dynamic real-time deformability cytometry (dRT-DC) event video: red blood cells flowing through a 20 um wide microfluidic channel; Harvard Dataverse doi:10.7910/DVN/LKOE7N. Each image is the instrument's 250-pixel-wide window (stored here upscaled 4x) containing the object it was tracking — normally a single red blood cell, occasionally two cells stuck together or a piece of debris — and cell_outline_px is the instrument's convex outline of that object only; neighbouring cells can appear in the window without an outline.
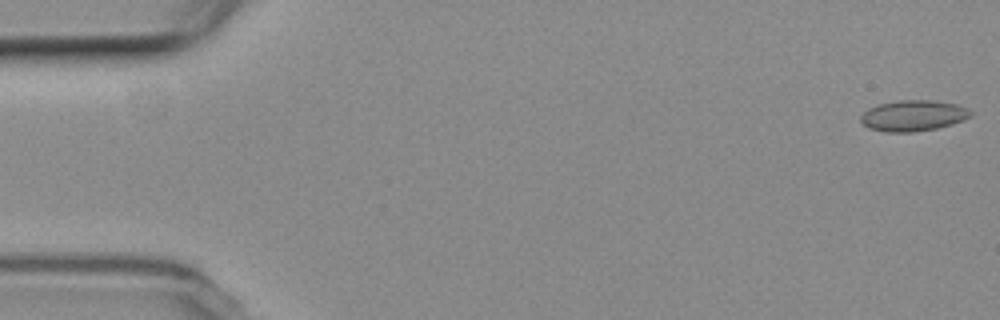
{"species": "common noctule bat (a hibernating species)", "species_latin": "Nyctalus noctula", "temperature_condition": "room temperature", "stored_images_in_passage": 4, "camera_frame_rate_fps": 3000, "um_per_image_px": 0.085, "animal": {"sex": "female", "body_mass_g": 19.3, "forearm_length_mm": 54.1}, "frame": {"image": 1, "passage_image": 1, "time_ms": 0.0, "image_size_px": [1000, 320], "cell_outline_px": [[972, 116], [964, 120], [952, 124], [936, 128], [912, 132], [884, 132], [868, 128], [860, 120], [860, 116], [868, 108], [880, 104], [900, 100], [936, 100], [956, 104], [968, 108], [972, 112]], "centroid_in_image_um": [77.64, 9.83], "position_along_channel_um": 7.4, "area_um2": 19.88}}